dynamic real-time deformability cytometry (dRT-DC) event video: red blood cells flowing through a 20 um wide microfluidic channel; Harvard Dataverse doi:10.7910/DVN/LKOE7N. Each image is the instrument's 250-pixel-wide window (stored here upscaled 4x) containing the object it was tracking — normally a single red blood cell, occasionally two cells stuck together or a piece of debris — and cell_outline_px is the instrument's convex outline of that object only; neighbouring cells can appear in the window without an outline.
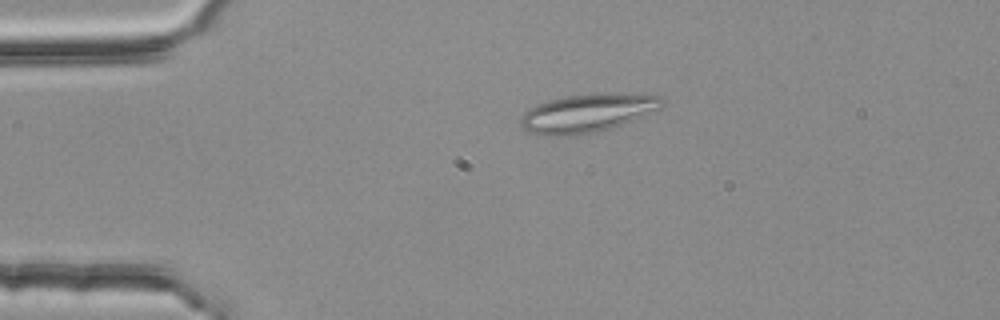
{"species": "common noctule bat (a hibernating species)", "species_latin": "Nyctalus noctula", "temperature_condition": "room temperature", "stored_images_in_passage": 2, "camera_frame_rate_fps": 3000, "um_per_image_px": 0.085, "animal": {"sex": "female", "body_mass_g": 25.1}, "frame": {"image": 1, "passage_image": 1, "time_ms": 0.0, "image_size_px": [1000, 320], "cell_outline_px": [[664, 104], [656, 112], [612, 128], [596, 132], [576, 136], [544, 136], [532, 132], [524, 128], [520, 124], [520, 120], [524, 112], [528, 108], [536, 104], [548, 100], [568, 96], [612, 92], [644, 92], [664, 96]], "centroid_in_image_um": [50.04, 9.59], "position_along_channel_um": 35.0, "area_um2": 32.6}}